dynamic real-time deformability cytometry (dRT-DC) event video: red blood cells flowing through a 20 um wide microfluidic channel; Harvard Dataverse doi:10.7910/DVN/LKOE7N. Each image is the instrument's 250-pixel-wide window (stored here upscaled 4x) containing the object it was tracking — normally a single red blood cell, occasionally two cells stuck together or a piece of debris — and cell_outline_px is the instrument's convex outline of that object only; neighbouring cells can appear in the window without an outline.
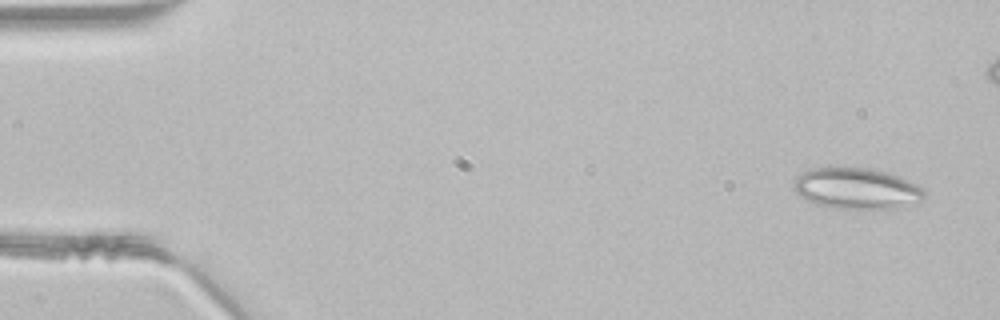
{"species": "common noctule bat (a hibernating species)", "species_latin": "Nyctalus noctula", "temperature_condition": "room temperature", "stored_images_in_passage": 46, "camera_frame_rate_fps": 3000, "um_per_image_px": 0.085, "animal": {"sex": "male", "body_mass_g": 21.5, "forearm_length_mm": 52.0}, "frame": {"image": 1, "passage_image": 1, "time_ms": 0.0, "image_size_px": [1000, 320], "cell_outline_px": [[924, 196], [920, 200], [900, 208], [836, 208], [816, 204], [800, 196], [792, 188], [796, 176], [812, 168], [828, 164], [864, 168], [884, 172], [900, 176], [924, 188]], "centroid_in_image_um": [72.75, 15.98], "position_along_channel_um": 12.2, "area_um2": 31.62}}
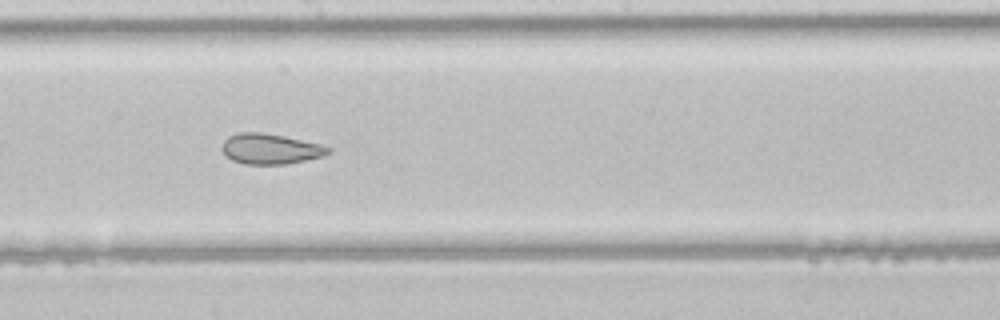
{"frame": {"image": 2, "passage_image": 24, "time_ms": 7.667, "image_size_px": [1000, 320], "cell_outline_px": [[332, 152], [324, 156], [288, 164], [244, 164], [232, 160], [220, 148], [224, 140], [228, 136], [240, 132], [260, 132], [284, 136], [320, 144], [332, 148]], "centroid_in_image_um": [23.0, 12.65], "position_along_channel_um": 225.2, "area_um2": 18.9}}
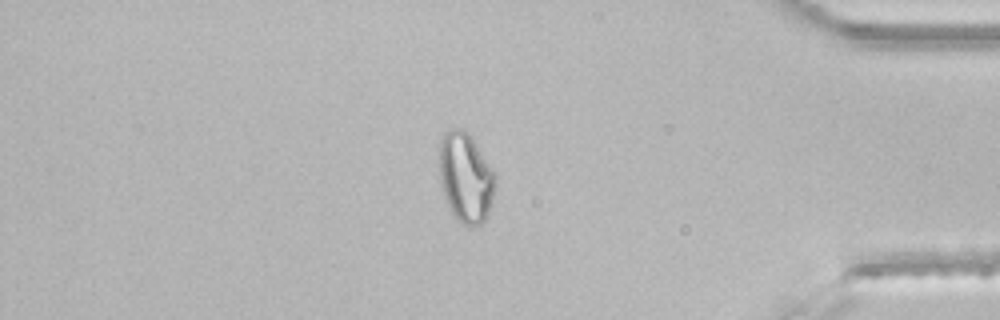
{"frame": {"image": 3, "passage_image": 38, "time_ms": 12.333, "image_size_px": [1000, 320], "cell_outline_px": [[496, 188], [488, 216], [480, 224], [472, 228], [468, 228], [456, 220], [444, 196], [440, 180], [440, 140], [444, 132], [452, 128], [460, 128], [472, 140], [496, 176]], "centroid_in_image_um": [39.58, 15.17], "position_along_channel_um": 395.6, "area_um2": 29.07}}